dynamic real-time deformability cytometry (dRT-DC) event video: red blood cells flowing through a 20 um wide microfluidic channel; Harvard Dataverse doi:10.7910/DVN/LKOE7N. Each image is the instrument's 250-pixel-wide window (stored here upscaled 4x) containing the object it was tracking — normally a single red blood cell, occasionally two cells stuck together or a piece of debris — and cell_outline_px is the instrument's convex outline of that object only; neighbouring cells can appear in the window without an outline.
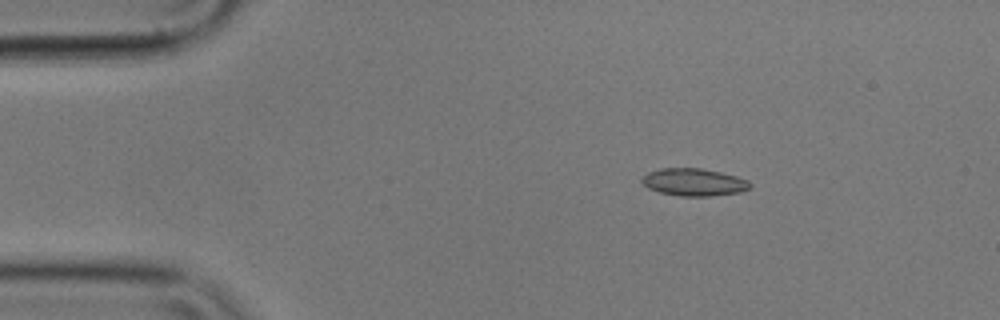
{"species": "common noctule bat (a hibernating species)", "species_latin": "Nyctalus noctula", "temperature_condition": "cold", "stored_images_in_passage": 5, "camera_frame_rate_fps": 3000, "um_per_image_px": 0.085, "animal": {"sex": "male", "body_mass_g": 17.9}, "frame": {"image": 1, "passage_image": 3, "time_ms": 0.667, "image_size_px": [1000, 320], "cell_outline_px": [[752, 188], [740, 192], [708, 196], [680, 196], [660, 192], [648, 188], [640, 180], [648, 172], [660, 168], [700, 168], [720, 172], [736, 176], [748, 180], [752, 184]], "centroid_in_image_um": [59.0, 15.48], "position_along_channel_um": 26.0, "area_um2": 17.28}}
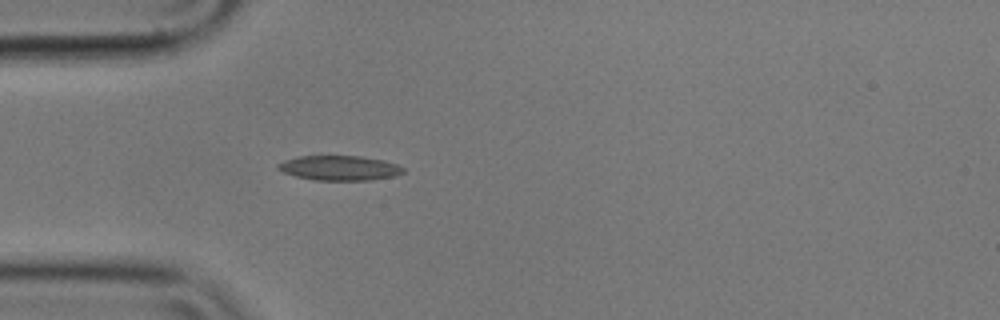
{"frame": {"image": 2, "passage_image": 5, "time_ms": 1.333, "image_size_px": [1000, 320], "cell_outline_px": [[404, 172], [396, 176], [368, 180], [312, 180], [296, 176], [284, 172], [276, 168], [276, 164], [284, 160], [300, 156], [360, 156], [384, 160], [396, 164], [404, 168]], "centroid_in_image_um": [28.85, 14.28], "position_along_channel_um": 56.2, "area_um2": 18.09}}